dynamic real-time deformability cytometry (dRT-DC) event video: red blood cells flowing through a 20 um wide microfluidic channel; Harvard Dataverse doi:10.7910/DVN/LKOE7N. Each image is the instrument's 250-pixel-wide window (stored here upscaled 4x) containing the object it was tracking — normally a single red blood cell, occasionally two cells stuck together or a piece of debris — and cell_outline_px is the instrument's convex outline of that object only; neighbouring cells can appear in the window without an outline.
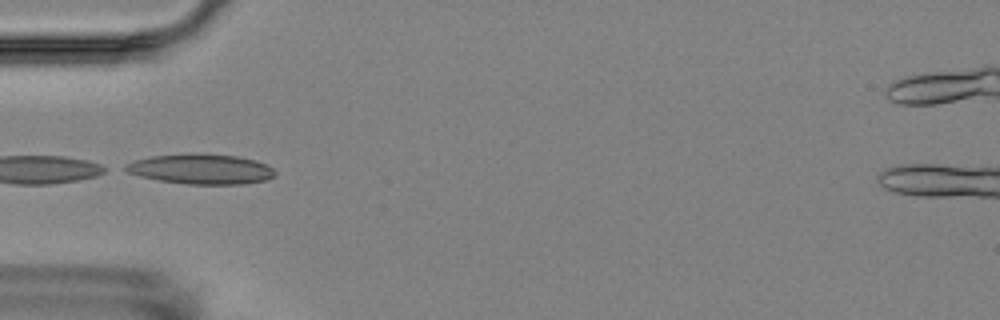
{"species": "Egyptian fruit bat (a non-hibernating species)", "species_latin": "Rousettus aegyptiacus", "temperature_condition": "room temperature", "stored_images_in_passage": 4, "camera_frame_rate_fps": 3000, "um_per_image_px": 0.085, "animal": {"sex": "female"}, "frame": {"image": 1, "passage_image": 3, "time_ms": 3.0, "image_size_px": [1000, 320], "cell_outline_px": [[276, 176], [264, 180], [244, 184], [184, 184], [160, 180], [140, 176], [128, 172], [120, 168], [136, 160], [152, 156], [192, 152], [240, 156], [256, 160], [272, 168], [276, 172]], "centroid_in_image_um": [17.1, 14.36], "position_along_channel_um": 67.9, "area_um2": 26.41}}